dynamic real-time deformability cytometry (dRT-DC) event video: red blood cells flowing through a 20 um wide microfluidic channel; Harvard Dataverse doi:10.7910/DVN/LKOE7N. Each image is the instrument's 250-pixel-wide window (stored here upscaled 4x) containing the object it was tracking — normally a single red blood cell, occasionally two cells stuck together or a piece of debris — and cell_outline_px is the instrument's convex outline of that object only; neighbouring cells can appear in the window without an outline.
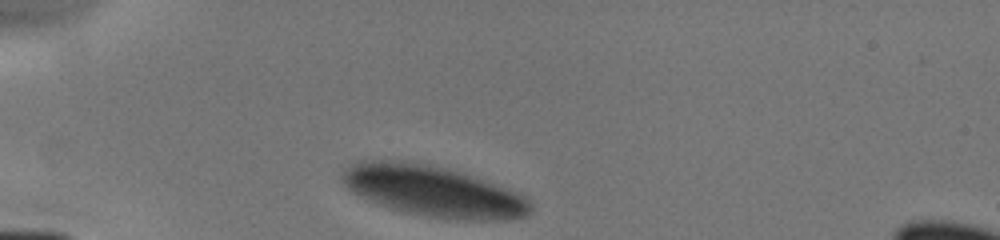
{"species": "human", "species_latin": "Homo sapiens", "temperature_condition": "cold", "stored_images_in_passage": 3, "camera_frame_rate_fps": 3000, "um_per_image_px": 0.085, "donor": {"sex": "male"}, "frame": {"image": 1, "passage_image": 1, "time_ms": 0.0, "image_size_px": [1000, 240], "cell_outline_px": [[532, 212], [524, 216], [508, 220], [456, 220], [404, 212], [388, 208], [376, 204], [352, 192], [340, 180], [340, 176], [352, 164], [360, 160], [404, 160], [464, 172], [524, 196], [532, 204]], "centroid_in_image_um": [36.8, 16.26], "position_along_channel_um": 48.2, "area_um2": 55.72}}
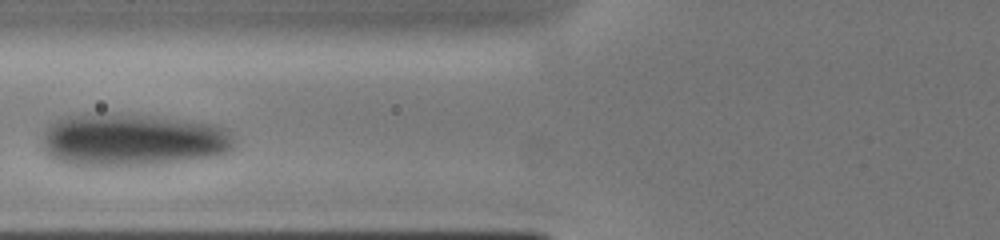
{"frame": {"image": 2, "passage_image": 3, "time_ms": 2.333, "image_size_px": [1000, 240], "cell_outline_px": [[232, 148], [228, 152], [216, 156], [160, 164], [116, 168], [88, 168], [64, 164], [52, 160], [44, 152], [40, 140], [40, 132], [48, 124], [64, 116], [152, 116], [212, 124], [228, 128], [232, 132]], "centroid_in_image_um": [11.15, 11.98], "position_along_channel_um": 114.7, "area_um2": 59.88}}